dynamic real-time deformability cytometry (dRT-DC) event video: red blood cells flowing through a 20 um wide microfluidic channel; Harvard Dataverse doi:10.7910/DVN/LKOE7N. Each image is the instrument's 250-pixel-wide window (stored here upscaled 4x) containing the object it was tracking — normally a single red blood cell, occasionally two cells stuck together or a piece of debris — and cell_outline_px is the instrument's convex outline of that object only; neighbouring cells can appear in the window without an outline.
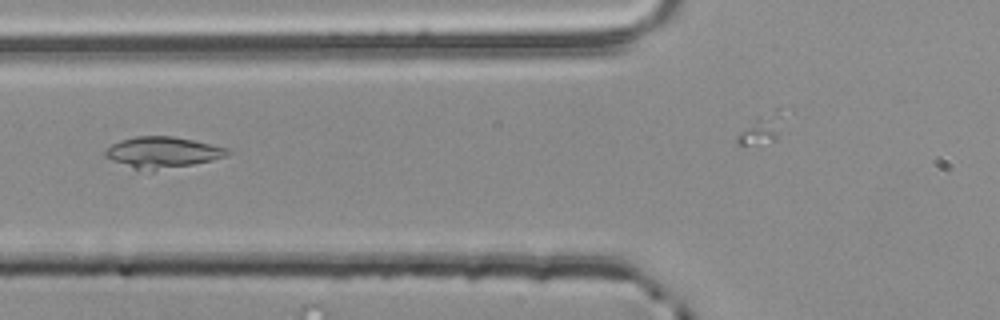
{"species": "common noctule bat (a hibernating species)", "species_latin": "Nyctalus noctula", "temperature_condition": "room temperature", "stored_images_in_passage": 31, "segment_of_instrument_passage": [2, 2], "camera_frame_rate_fps": 3000, "um_per_image_px": 0.085, "animal": {"sex": "male", "body_mass_g": 20.4}, "frame": {"image": 1, "passage_image": 22, "time_ms": 7.0, "image_size_px": [1000, 320], "cell_outline_px": [[232, 152], [224, 156], [212, 160], [152, 172], [136, 172], [104, 156], [104, 152], [112, 144], [120, 140], [136, 136], [172, 136], [212, 144], [228, 148]], "centroid_in_image_um": [13.76, 12.98], "position_along_channel_um": 112.0, "area_um2": 22.6}}
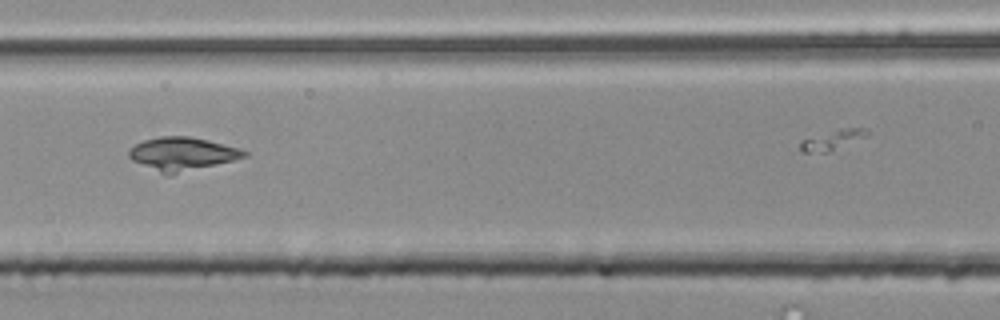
{"frame": {"image": 2, "passage_image": 25, "time_ms": 8.0, "image_size_px": [1000, 320], "cell_outline_px": [[248, 156], [232, 160], [176, 172], [160, 172], [132, 160], [128, 156], [128, 148], [144, 140], [160, 136], [188, 136], [208, 140], [240, 148], [248, 152]], "centroid_in_image_um": [15.47, 13.02], "position_along_channel_um": 151.1, "area_um2": 21.44}}
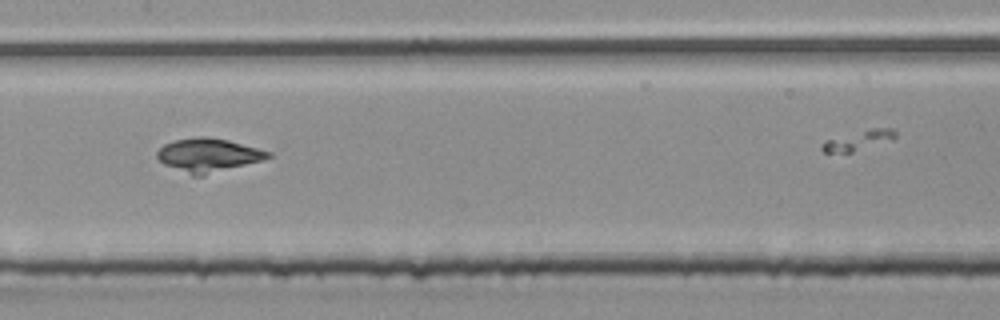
{"frame": {"image": 3, "passage_image": 28, "time_ms": 9.0, "image_size_px": [1000, 320], "cell_outline_px": [[272, 156], [264, 160], [204, 176], [192, 176], [164, 164], [156, 156], [156, 152], [164, 144], [176, 140], [196, 136], [204, 136], [228, 140], [272, 152]], "centroid_in_image_um": [17.72, 13.2], "position_along_channel_um": 189.7, "area_um2": 21.85}}